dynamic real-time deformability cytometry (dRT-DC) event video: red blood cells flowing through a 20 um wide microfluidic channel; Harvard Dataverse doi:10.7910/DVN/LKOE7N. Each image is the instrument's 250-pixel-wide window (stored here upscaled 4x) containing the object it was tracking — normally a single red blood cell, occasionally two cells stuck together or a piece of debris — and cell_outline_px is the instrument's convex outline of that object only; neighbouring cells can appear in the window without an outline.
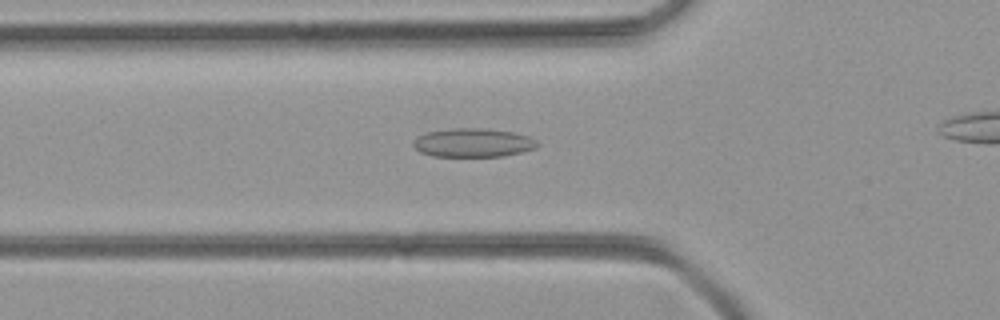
{"species": "common noctule bat (a hibernating species)", "species_latin": "Nyctalus noctula", "temperature_condition": "room temperature", "stored_images_in_passage": 18, "camera_frame_rate_fps": 3000, "um_per_image_px": 0.085, "animal": {"sex": "female", "body_mass_g": 21.9}, "frame": {"image": 1, "passage_image": 7, "time_ms": 2.0, "image_size_px": [1000, 320], "cell_outline_px": [[540, 144], [536, 148], [504, 156], [432, 156], [420, 152], [412, 144], [420, 136], [428, 132], [456, 128], [480, 128], [512, 132], [528, 136], [536, 140]], "centroid_in_image_um": [40.25, 12.14], "position_along_channel_um": 85.6, "area_um2": 20.46}}
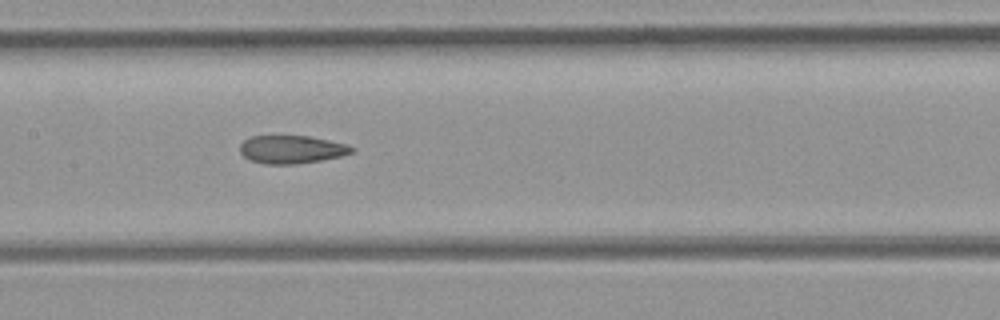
{"frame": {"image": 2, "passage_image": 14, "time_ms": 4.333, "image_size_px": [1000, 320], "cell_outline_px": [[356, 152], [340, 156], [320, 160], [296, 164], [264, 164], [248, 160], [240, 152], [240, 144], [244, 140], [252, 136], [308, 136], [348, 144], [356, 148]], "centroid_in_image_um": [24.8, 12.7], "position_along_channel_um": 182.6, "area_um2": 18.38}}
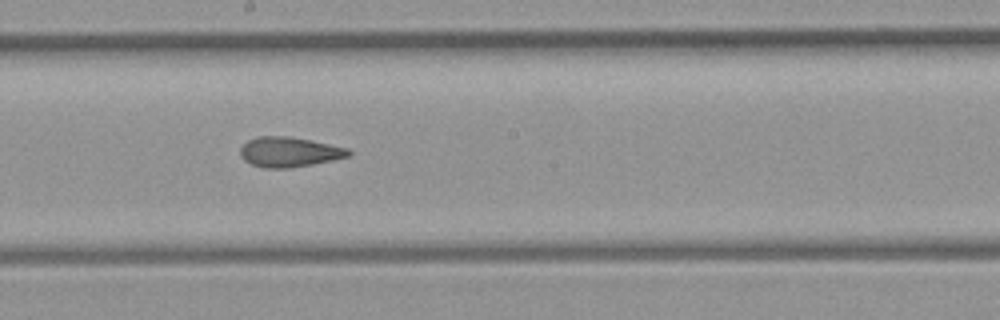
{"frame": {"image": 3, "passage_image": 17, "time_ms": 5.333, "image_size_px": [1000, 320], "cell_outline_px": [[352, 152], [348, 156], [332, 160], [312, 164], [288, 168], [264, 168], [252, 164], [244, 160], [240, 156], [240, 148], [248, 140], [256, 136], [288, 136], [348, 148]], "centroid_in_image_um": [24.54, 12.92], "position_along_channel_um": 223.7, "area_um2": 18.73}}